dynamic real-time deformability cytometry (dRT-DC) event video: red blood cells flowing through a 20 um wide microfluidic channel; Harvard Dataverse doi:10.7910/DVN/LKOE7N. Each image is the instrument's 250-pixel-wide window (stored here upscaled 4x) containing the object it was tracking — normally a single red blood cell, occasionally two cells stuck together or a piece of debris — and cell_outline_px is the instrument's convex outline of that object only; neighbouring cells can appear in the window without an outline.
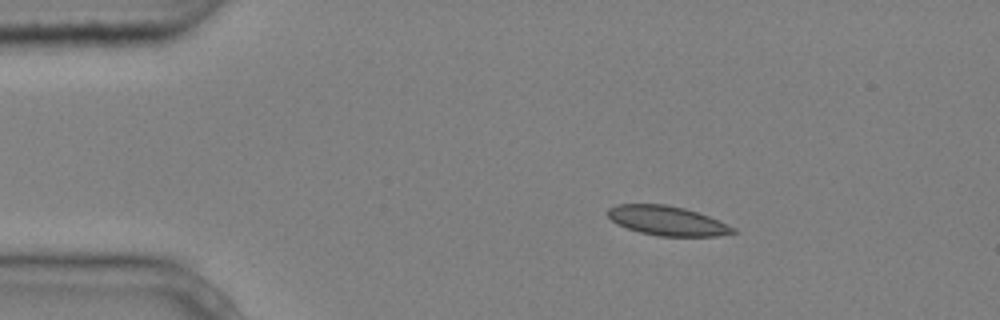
{"species": "common noctule bat (a hibernating species)", "species_latin": "Nyctalus noctula", "temperature_condition": "cold", "stored_images_in_passage": 9, "camera_frame_rate_fps": 3000, "um_per_image_px": 0.085, "animal": {"sex": "male", "body_mass_g": 20.4}, "frame": {"image": 1, "passage_image": 2, "time_ms": 0.333, "image_size_px": [1000, 320], "cell_outline_px": [[736, 232], [720, 236], [660, 236], [640, 232], [616, 224], [608, 216], [608, 208], [616, 204], [664, 204], [684, 208], [708, 216], [736, 228]], "centroid_in_image_um": [56.7, 18.76], "position_along_channel_um": 28.3, "area_um2": 21.33}}
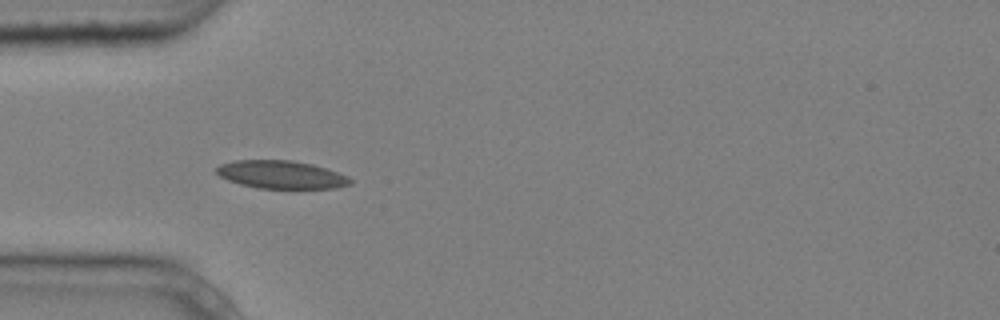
{"frame": {"image": 2, "passage_image": 4, "time_ms": 1.0, "image_size_px": [1000, 320], "cell_outline_px": [[352, 184], [336, 188], [256, 188], [240, 184], [228, 180], [220, 176], [216, 172], [216, 168], [220, 164], [232, 160], [292, 160], [312, 164], [328, 168], [348, 176], [352, 180]], "centroid_in_image_um": [23.92, 14.84], "position_along_channel_um": 61.1, "area_um2": 21.96}}
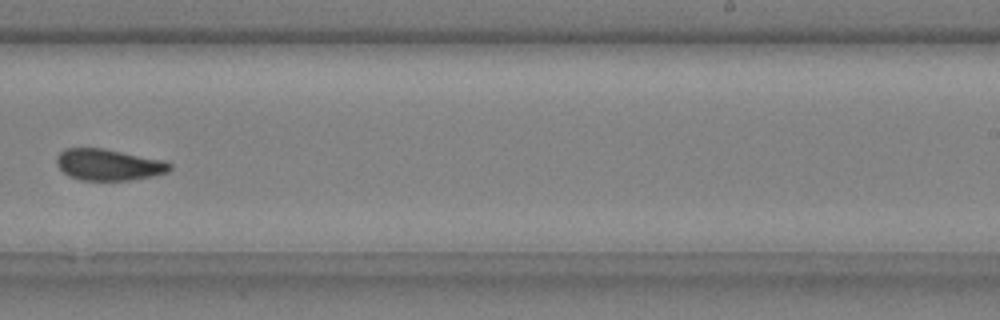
{"frame": {"image": 3, "passage_image": 9, "time_ms": 2.667, "image_size_px": [1000, 320], "cell_outline_px": [[172, 168], [168, 172], [152, 176], [132, 180], [80, 180], [68, 176], [56, 164], [56, 160], [60, 152], [68, 148], [104, 148], [164, 160], [172, 164]], "centroid_in_image_um": [9.25, 14.0], "position_along_channel_um": 279.7, "area_um2": 20.75}}